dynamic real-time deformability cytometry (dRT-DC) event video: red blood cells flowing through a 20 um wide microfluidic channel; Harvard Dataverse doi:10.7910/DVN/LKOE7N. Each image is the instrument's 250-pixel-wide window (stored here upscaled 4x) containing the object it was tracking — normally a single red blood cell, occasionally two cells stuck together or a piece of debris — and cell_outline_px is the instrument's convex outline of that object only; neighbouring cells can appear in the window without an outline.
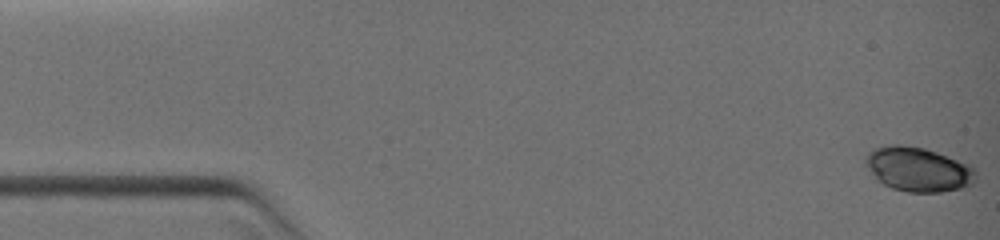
{"species": "common noctule bat (a hibernating species)", "species_latin": "Nyctalus noctula", "temperature_condition": "warm", "stored_images_in_passage": 52, "camera_frame_rate_fps": 3000, "um_per_image_px": 0.085, "animal": {"sex": "female", "body_mass_g": 19.0, "forearm_length_mm": 51.5}, "frame": {"image": 1, "passage_image": 1, "time_ms": 0.0, "image_size_px": [1000, 240], "cell_outline_px": [[976, 180], [972, 184], [964, 188], [940, 192], [908, 192], [892, 188], [884, 184], [864, 164], [864, 156], [872, 148], [892, 144], [900, 144], [924, 148], [972, 164], [976, 172]], "centroid_in_image_um": [78.07, 14.38], "position_along_channel_um": 6.9, "area_um2": 28.73}}
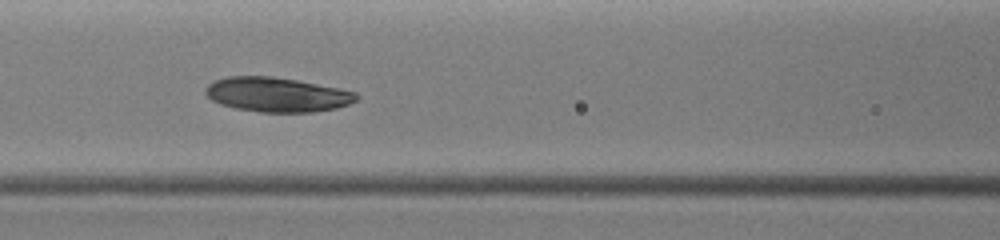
{"frame": {"image": 2, "passage_image": 22, "time_ms": 5.667, "image_size_px": [1000, 240], "cell_outline_px": [[360, 96], [356, 100], [348, 104], [336, 108], [312, 112], [260, 112], [236, 108], [220, 104], [212, 100], [204, 92], [204, 88], [208, 84], [216, 80], [228, 76], [272, 76], [300, 80], [340, 88], [356, 92]], "centroid_in_image_um": [23.55, 8.03], "position_along_channel_um": 143.0, "area_um2": 30.52}}
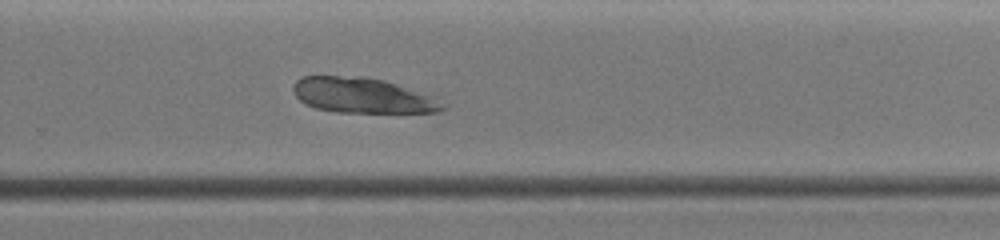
{"frame": {"image": 3, "passage_image": 34, "time_ms": 9.0, "image_size_px": [1000, 240], "cell_outline_px": [[452, 104], [448, 108], [436, 112], [336, 112], [316, 108], [304, 104], [296, 96], [292, 88], [296, 80], [300, 76], [368, 76], [384, 80], [396, 84]], "centroid_in_image_um": [30.82, 8.11], "position_along_channel_um": 299.0, "area_um2": 30.87}}